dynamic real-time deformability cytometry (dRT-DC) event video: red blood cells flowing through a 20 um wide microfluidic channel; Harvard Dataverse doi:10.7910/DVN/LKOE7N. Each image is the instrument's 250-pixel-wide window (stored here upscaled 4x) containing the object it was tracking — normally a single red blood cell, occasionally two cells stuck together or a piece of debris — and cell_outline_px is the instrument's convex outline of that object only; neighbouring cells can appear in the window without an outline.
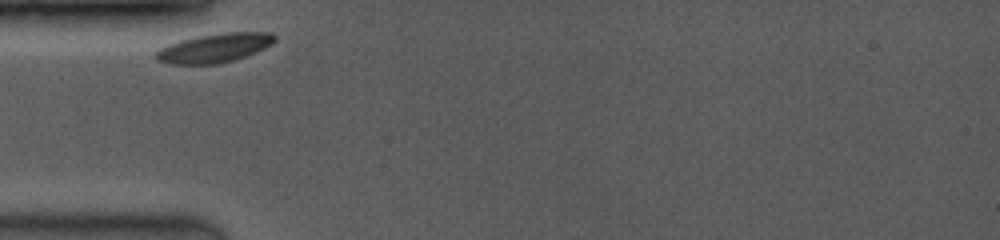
{"species": "common noctule bat (a hibernating species)", "species_latin": "Nyctalus noctula", "temperature_condition": "room temperature", "stored_images_in_passage": 19, "camera_frame_rate_fps": 3500, "um_per_image_px": 0.085, "animal": {"sex": "female", "body_mass_g": 19.0, "forearm_length_mm": 53.3}, "frame": {"image": 1, "passage_image": 1, "time_ms": 0.0, "image_size_px": [1000, 240], "cell_outline_px": [[276, 40], [272, 44], [264, 48], [244, 56], [220, 64], [168, 64], [156, 60], [156, 52], [160, 48], [168, 44], [180, 40], [200, 36], [224, 32], [272, 32], [276, 36]], "centroid_in_image_um": [18.23, 4.07], "position_along_channel_um": 66.8, "area_um2": 20.0}}
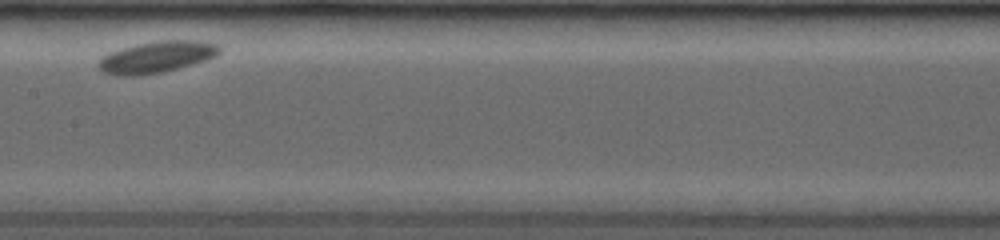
{"frame": {"image": 2, "passage_image": 7, "time_ms": 3.714, "image_size_px": [1000, 240], "cell_outline_px": [[220, 52], [216, 56], [208, 60], [164, 72], [140, 76], [116, 76], [104, 72], [96, 68], [96, 64], [100, 56], [108, 52], [120, 48], [136, 44], [160, 40], [196, 40], [216, 44], [220, 48]], "centroid_in_image_um": [13.24, 4.86], "position_along_channel_um": 194.2, "area_um2": 22.77}}
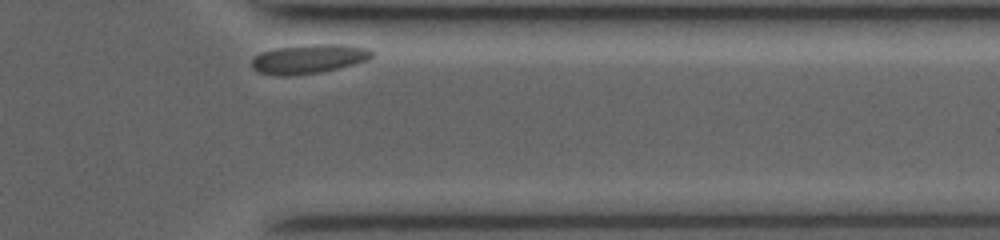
{"frame": {"image": 3, "passage_image": 18, "time_ms": 9.143, "image_size_px": [1000, 240], "cell_outline_px": [[376, 56], [368, 60], [320, 72], [288, 76], [276, 76], [260, 72], [252, 68], [252, 60], [260, 52], [272, 48], [304, 44], [344, 44], [372, 48], [376, 52]], "centroid_in_image_um": [26.29, 4.98], "position_along_channel_um": 385.1, "area_um2": 20.87}}